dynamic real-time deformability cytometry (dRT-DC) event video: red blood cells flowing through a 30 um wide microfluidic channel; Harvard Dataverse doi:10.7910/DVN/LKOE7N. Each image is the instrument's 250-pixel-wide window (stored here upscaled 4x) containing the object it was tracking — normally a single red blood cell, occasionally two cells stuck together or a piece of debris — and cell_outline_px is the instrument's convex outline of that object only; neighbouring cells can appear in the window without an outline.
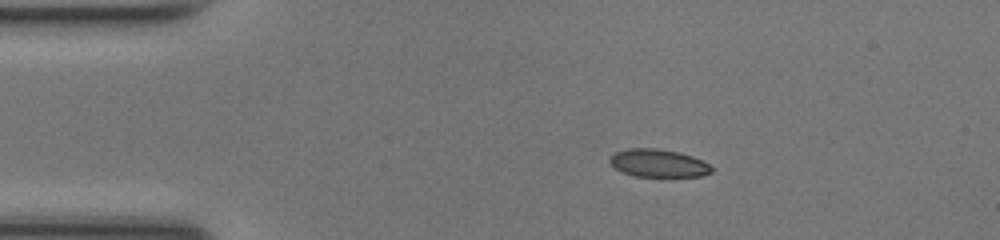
{"species": "common noctule bat (a hibernating species)", "species_latin": "Nyctalus noctula", "temperature_condition": "room temperature", "stored_images_in_passage": 41, "camera_frame_rate_fps": 3000, "um_per_image_px": 0.085, "animal": {"sex": "female", "body_mass_g": 17.0, "forearm_length_mm": 48.0}, "frame": {"image": 1, "passage_image": 1, "time_ms": 0.0, "image_size_px": [1000, 240], "cell_outline_px": [[712, 172], [700, 176], [636, 176], [624, 172], [616, 168], [608, 160], [608, 156], [616, 152], [628, 148], [656, 148], [680, 152], [692, 156], [708, 164], [712, 168]], "centroid_in_image_um": [55.93, 13.85], "position_along_channel_um": 29.1, "area_um2": 16.36}}
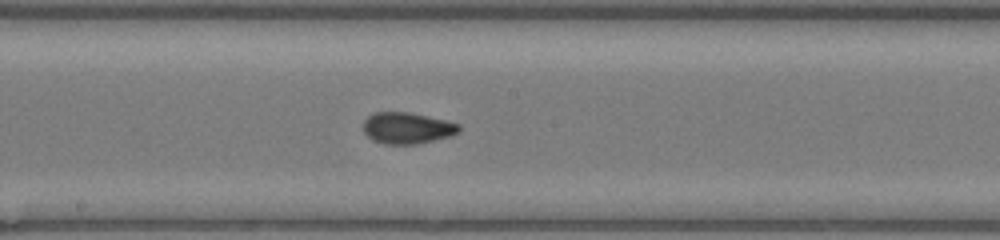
{"frame": {"image": 2, "passage_image": 18, "time_ms": 5.667, "image_size_px": [1000, 240], "cell_outline_px": [[460, 132], [452, 136], [416, 144], [384, 144], [372, 140], [364, 132], [364, 120], [368, 116], [376, 112], [408, 112], [448, 120], [460, 124]], "centroid_in_image_um": [34.64, 10.88], "position_along_channel_um": 213.6, "area_um2": 17.63}}
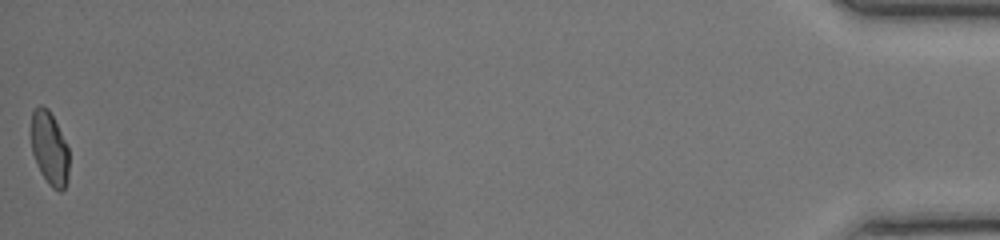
{"frame": {"image": 3, "passage_image": 41, "time_ms": 13.333, "image_size_px": [1000, 240], "cell_outline_px": [[68, 180], [64, 188], [60, 192], [52, 188], [48, 184], [40, 172], [36, 164], [32, 152], [32, 112], [40, 104], [48, 108], [68, 148]], "centroid_in_image_um": [4.2, 12.65], "position_along_channel_um": 431.0, "area_um2": 16.01}, "authors_computed_cell_mechanics": {"area_um2": 17.051, "velocity_mm_per_s": 4.2394, "shape_relaxation_time_tau1_ms": 7.7732, "shape_relaxation_time_tau2_ms": null, "deformation_change_tau1": 0.1916, "deformation_change_tau2": null}}